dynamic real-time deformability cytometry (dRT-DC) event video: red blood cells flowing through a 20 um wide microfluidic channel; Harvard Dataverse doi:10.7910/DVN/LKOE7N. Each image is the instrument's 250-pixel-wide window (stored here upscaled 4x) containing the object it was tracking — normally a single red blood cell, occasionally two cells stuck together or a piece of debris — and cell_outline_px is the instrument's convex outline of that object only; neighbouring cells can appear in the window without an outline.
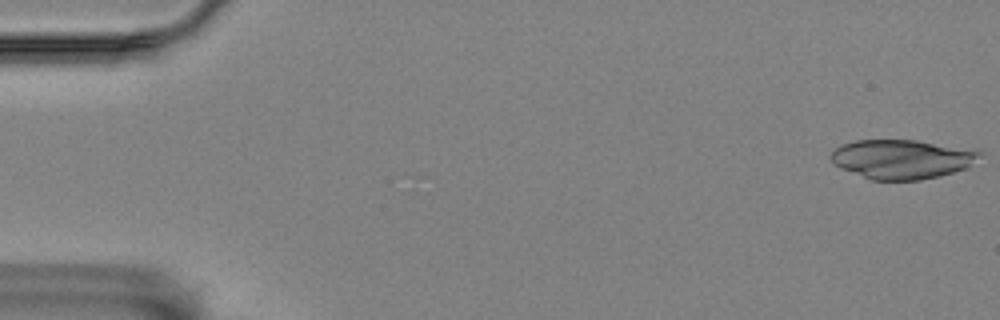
{"species": "Egyptian fruit bat (a non-hibernating species)", "species_latin": "Rousettus aegyptiacus", "temperature_condition": "room temperature", "stored_images_in_passage": 3, "camera_frame_rate_fps": 3000, "um_per_image_px": 0.085, "animal": {"sex": "female"}, "frame": {"image": 1, "passage_image": 1, "time_ms": 0.0, "image_size_px": [1000, 320], "cell_outline_px": [[980, 152], [972, 164], [968, 168], [940, 176], [920, 180], [872, 180], [840, 168], [832, 164], [828, 156], [836, 148], [844, 144], [856, 140], [916, 140], [976, 148]], "centroid_in_image_um": [76.67, 13.52], "position_along_channel_um": 8.3, "area_um2": 34.33}}